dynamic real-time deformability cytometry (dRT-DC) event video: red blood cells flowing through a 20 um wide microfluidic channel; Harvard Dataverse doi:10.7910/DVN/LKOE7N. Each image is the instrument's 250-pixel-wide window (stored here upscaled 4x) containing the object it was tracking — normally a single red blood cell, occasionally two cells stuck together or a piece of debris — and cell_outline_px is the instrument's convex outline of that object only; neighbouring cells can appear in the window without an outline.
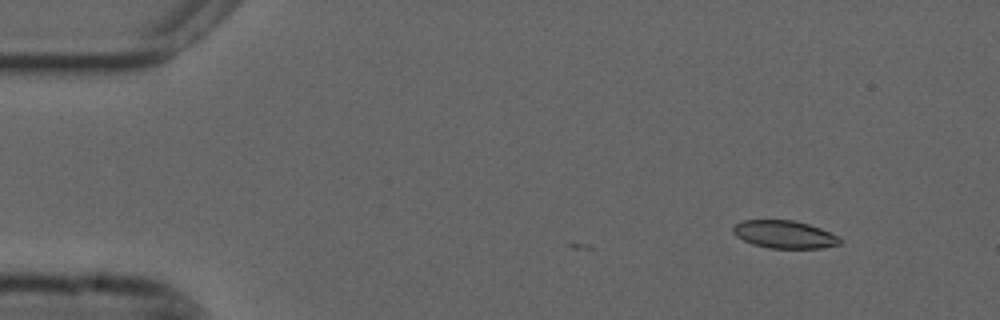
{"species": "common noctule bat (a hibernating species)", "species_latin": "Nyctalus noctula", "temperature_condition": "cold", "stored_images_in_passage": 2, "camera_frame_rate_fps": 3000, "um_per_image_px": 0.085, "animal": {"sex": "male", "forearm_length_mm": 52.5}, "frame": {"image": 1, "passage_image": 2, "time_ms": 0.333, "image_size_px": [1000, 320], "cell_outline_px": [[840, 244], [820, 248], [768, 248], [752, 244], [736, 236], [732, 232], [732, 228], [736, 224], [744, 220], [792, 220], [808, 224], [820, 228], [836, 236], [840, 240]], "centroid_in_image_um": [66.63, 19.92], "position_along_channel_um": 18.4, "area_um2": 17.05}}